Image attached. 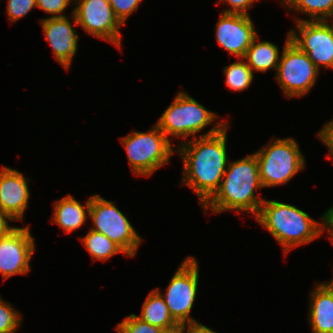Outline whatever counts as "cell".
<instances>
[{"mask_svg": "<svg viewBox=\"0 0 333 333\" xmlns=\"http://www.w3.org/2000/svg\"><path fill=\"white\" fill-rule=\"evenodd\" d=\"M181 326L187 331L186 333H217L199 322L186 323Z\"/></svg>", "mask_w": 333, "mask_h": 333, "instance_id": "cell-30", "label": "cell"}, {"mask_svg": "<svg viewBox=\"0 0 333 333\" xmlns=\"http://www.w3.org/2000/svg\"><path fill=\"white\" fill-rule=\"evenodd\" d=\"M71 0H36V7L46 13L55 14L51 17H65L63 11L71 4Z\"/></svg>", "mask_w": 333, "mask_h": 333, "instance_id": "cell-27", "label": "cell"}, {"mask_svg": "<svg viewBox=\"0 0 333 333\" xmlns=\"http://www.w3.org/2000/svg\"><path fill=\"white\" fill-rule=\"evenodd\" d=\"M164 333H185V329L181 325H179L174 329L165 331Z\"/></svg>", "mask_w": 333, "mask_h": 333, "instance_id": "cell-33", "label": "cell"}, {"mask_svg": "<svg viewBox=\"0 0 333 333\" xmlns=\"http://www.w3.org/2000/svg\"><path fill=\"white\" fill-rule=\"evenodd\" d=\"M227 167L218 191L202 208H211L217 214L228 210L251 212L256 217L265 200L257 199L254 192L263 188L256 155L230 162Z\"/></svg>", "mask_w": 333, "mask_h": 333, "instance_id": "cell-2", "label": "cell"}, {"mask_svg": "<svg viewBox=\"0 0 333 333\" xmlns=\"http://www.w3.org/2000/svg\"><path fill=\"white\" fill-rule=\"evenodd\" d=\"M115 16L124 24L128 18L143 0H108Z\"/></svg>", "mask_w": 333, "mask_h": 333, "instance_id": "cell-26", "label": "cell"}, {"mask_svg": "<svg viewBox=\"0 0 333 333\" xmlns=\"http://www.w3.org/2000/svg\"><path fill=\"white\" fill-rule=\"evenodd\" d=\"M256 36L250 15L221 13L216 25V41L230 54L243 59Z\"/></svg>", "mask_w": 333, "mask_h": 333, "instance_id": "cell-13", "label": "cell"}, {"mask_svg": "<svg viewBox=\"0 0 333 333\" xmlns=\"http://www.w3.org/2000/svg\"><path fill=\"white\" fill-rule=\"evenodd\" d=\"M310 293L309 323L312 333L333 331V281L317 284Z\"/></svg>", "mask_w": 333, "mask_h": 333, "instance_id": "cell-16", "label": "cell"}, {"mask_svg": "<svg viewBox=\"0 0 333 333\" xmlns=\"http://www.w3.org/2000/svg\"><path fill=\"white\" fill-rule=\"evenodd\" d=\"M199 266L194 257H187L170 279L163 297L172 318L179 324L197 322L190 317L198 290Z\"/></svg>", "mask_w": 333, "mask_h": 333, "instance_id": "cell-9", "label": "cell"}, {"mask_svg": "<svg viewBox=\"0 0 333 333\" xmlns=\"http://www.w3.org/2000/svg\"><path fill=\"white\" fill-rule=\"evenodd\" d=\"M27 180L16 169L6 166L0 172V211L13 220H22L28 205L30 191Z\"/></svg>", "mask_w": 333, "mask_h": 333, "instance_id": "cell-15", "label": "cell"}, {"mask_svg": "<svg viewBox=\"0 0 333 333\" xmlns=\"http://www.w3.org/2000/svg\"><path fill=\"white\" fill-rule=\"evenodd\" d=\"M89 210L90 198L83 206L74 197L67 195L55 202L51 220L63 228L66 233H69L85 224Z\"/></svg>", "mask_w": 333, "mask_h": 333, "instance_id": "cell-17", "label": "cell"}, {"mask_svg": "<svg viewBox=\"0 0 333 333\" xmlns=\"http://www.w3.org/2000/svg\"><path fill=\"white\" fill-rule=\"evenodd\" d=\"M225 83L234 91H243L250 86L254 74L245 61H236L224 67Z\"/></svg>", "mask_w": 333, "mask_h": 333, "instance_id": "cell-22", "label": "cell"}, {"mask_svg": "<svg viewBox=\"0 0 333 333\" xmlns=\"http://www.w3.org/2000/svg\"><path fill=\"white\" fill-rule=\"evenodd\" d=\"M34 251L35 243L29 226L16 227L7 236L0 238V273L3 279L29 273V262Z\"/></svg>", "mask_w": 333, "mask_h": 333, "instance_id": "cell-12", "label": "cell"}, {"mask_svg": "<svg viewBox=\"0 0 333 333\" xmlns=\"http://www.w3.org/2000/svg\"><path fill=\"white\" fill-rule=\"evenodd\" d=\"M257 37L248 47L244 60H247V65L254 71L266 72L273 68L277 71L279 58V48L268 41L256 42Z\"/></svg>", "mask_w": 333, "mask_h": 333, "instance_id": "cell-19", "label": "cell"}, {"mask_svg": "<svg viewBox=\"0 0 333 333\" xmlns=\"http://www.w3.org/2000/svg\"><path fill=\"white\" fill-rule=\"evenodd\" d=\"M73 9L77 25L82 30L102 40H106L117 48L121 46L119 28L123 25L115 16L108 0H73Z\"/></svg>", "mask_w": 333, "mask_h": 333, "instance_id": "cell-11", "label": "cell"}, {"mask_svg": "<svg viewBox=\"0 0 333 333\" xmlns=\"http://www.w3.org/2000/svg\"><path fill=\"white\" fill-rule=\"evenodd\" d=\"M322 233L324 232L325 227L329 232V235L333 234V207L329 208L326 213L322 216Z\"/></svg>", "mask_w": 333, "mask_h": 333, "instance_id": "cell-32", "label": "cell"}, {"mask_svg": "<svg viewBox=\"0 0 333 333\" xmlns=\"http://www.w3.org/2000/svg\"><path fill=\"white\" fill-rule=\"evenodd\" d=\"M282 5L302 14H307L315 20L333 18V0H283Z\"/></svg>", "mask_w": 333, "mask_h": 333, "instance_id": "cell-21", "label": "cell"}, {"mask_svg": "<svg viewBox=\"0 0 333 333\" xmlns=\"http://www.w3.org/2000/svg\"><path fill=\"white\" fill-rule=\"evenodd\" d=\"M318 136L330 151L327 157L333 160V120L324 125V128L319 131Z\"/></svg>", "mask_w": 333, "mask_h": 333, "instance_id": "cell-29", "label": "cell"}, {"mask_svg": "<svg viewBox=\"0 0 333 333\" xmlns=\"http://www.w3.org/2000/svg\"><path fill=\"white\" fill-rule=\"evenodd\" d=\"M330 236H331V239H332L331 241H332V244H333V234H331ZM332 281H333V279H332Z\"/></svg>", "mask_w": 333, "mask_h": 333, "instance_id": "cell-34", "label": "cell"}, {"mask_svg": "<svg viewBox=\"0 0 333 333\" xmlns=\"http://www.w3.org/2000/svg\"><path fill=\"white\" fill-rule=\"evenodd\" d=\"M148 133L133 131L121 138L132 172L149 176L169 162L173 145L169 138L155 124Z\"/></svg>", "mask_w": 333, "mask_h": 333, "instance_id": "cell-5", "label": "cell"}, {"mask_svg": "<svg viewBox=\"0 0 333 333\" xmlns=\"http://www.w3.org/2000/svg\"><path fill=\"white\" fill-rule=\"evenodd\" d=\"M117 333H164L165 331L157 326L151 325L141 319L136 314L125 317L116 327Z\"/></svg>", "mask_w": 333, "mask_h": 333, "instance_id": "cell-23", "label": "cell"}, {"mask_svg": "<svg viewBox=\"0 0 333 333\" xmlns=\"http://www.w3.org/2000/svg\"><path fill=\"white\" fill-rule=\"evenodd\" d=\"M320 70L308 55L290 41L284 44L275 78L287 98L302 97L314 86Z\"/></svg>", "mask_w": 333, "mask_h": 333, "instance_id": "cell-8", "label": "cell"}, {"mask_svg": "<svg viewBox=\"0 0 333 333\" xmlns=\"http://www.w3.org/2000/svg\"><path fill=\"white\" fill-rule=\"evenodd\" d=\"M255 218L279 242L285 253L312 242L322 233V224L309 214L279 201L264 200Z\"/></svg>", "mask_w": 333, "mask_h": 333, "instance_id": "cell-3", "label": "cell"}, {"mask_svg": "<svg viewBox=\"0 0 333 333\" xmlns=\"http://www.w3.org/2000/svg\"><path fill=\"white\" fill-rule=\"evenodd\" d=\"M296 24L300 35L292 29L290 41L304 51L318 69L320 65L333 69V23L296 19Z\"/></svg>", "mask_w": 333, "mask_h": 333, "instance_id": "cell-10", "label": "cell"}, {"mask_svg": "<svg viewBox=\"0 0 333 333\" xmlns=\"http://www.w3.org/2000/svg\"><path fill=\"white\" fill-rule=\"evenodd\" d=\"M262 187L286 184L305 167V159L294 138L276 139L254 153Z\"/></svg>", "mask_w": 333, "mask_h": 333, "instance_id": "cell-4", "label": "cell"}, {"mask_svg": "<svg viewBox=\"0 0 333 333\" xmlns=\"http://www.w3.org/2000/svg\"><path fill=\"white\" fill-rule=\"evenodd\" d=\"M217 115L186 92H179L169 107L163 112L156 125L166 135L181 137L183 140L195 134L215 121Z\"/></svg>", "mask_w": 333, "mask_h": 333, "instance_id": "cell-6", "label": "cell"}, {"mask_svg": "<svg viewBox=\"0 0 333 333\" xmlns=\"http://www.w3.org/2000/svg\"><path fill=\"white\" fill-rule=\"evenodd\" d=\"M227 3L232 9H224L223 13L249 15L247 9L253 7L254 0H220Z\"/></svg>", "mask_w": 333, "mask_h": 333, "instance_id": "cell-28", "label": "cell"}, {"mask_svg": "<svg viewBox=\"0 0 333 333\" xmlns=\"http://www.w3.org/2000/svg\"><path fill=\"white\" fill-rule=\"evenodd\" d=\"M89 217L93 221L91 230L106 235L125 251L126 256L134 257L137 254L141 237L113 201H107L99 195L91 196Z\"/></svg>", "mask_w": 333, "mask_h": 333, "instance_id": "cell-7", "label": "cell"}, {"mask_svg": "<svg viewBox=\"0 0 333 333\" xmlns=\"http://www.w3.org/2000/svg\"><path fill=\"white\" fill-rule=\"evenodd\" d=\"M137 317L151 325L163 329L164 331L179 326V324L172 318L163 297L156 289L149 293L143 303L141 315Z\"/></svg>", "mask_w": 333, "mask_h": 333, "instance_id": "cell-18", "label": "cell"}, {"mask_svg": "<svg viewBox=\"0 0 333 333\" xmlns=\"http://www.w3.org/2000/svg\"><path fill=\"white\" fill-rule=\"evenodd\" d=\"M227 123L219 122L200 138L180 144L182 183L197 194L203 207L218 191L227 166ZM182 145V146H181Z\"/></svg>", "mask_w": 333, "mask_h": 333, "instance_id": "cell-1", "label": "cell"}, {"mask_svg": "<svg viewBox=\"0 0 333 333\" xmlns=\"http://www.w3.org/2000/svg\"><path fill=\"white\" fill-rule=\"evenodd\" d=\"M35 7L36 0H8L6 13L13 23L26 16Z\"/></svg>", "mask_w": 333, "mask_h": 333, "instance_id": "cell-25", "label": "cell"}, {"mask_svg": "<svg viewBox=\"0 0 333 333\" xmlns=\"http://www.w3.org/2000/svg\"><path fill=\"white\" fill-rule=\"evenodd\" d=\"M11 306L0 298V333H14L21 326L19 312Z\"/></svg>", "mask_w": 333, "mask_h": 333, "instance_id": "cell-24", "label": "cell"}, {"mask_svg": "<svg viewBox=\"0 0 333 333\" xmlns=\"http://www.w3.org/2000/svg\"><path fill=\"white\" fill-rule=\"evenodd\" d=\"M80 239L94 260L106 261L115 254L122 252L126 254L119 245L111 241L106 235L91 229L85 237Z\"/></svg>", "mask_w": 333, "mask_h": 333, "instance_id": "cell-20", "label": "cell"}, {"mask_svg": "<svg viewBox=\"0 0 333 333\" xmlns=\"http://www.w3.org/2000/svg\"><path fill=\"white\" fill-rule=\"evenodd\" d=\"M73 23L65 17H49L41 20V26L45 34V40L51 44L53 53L57 61L66 69L72 64L73 57L76 55L78 40L74 25H77L75 16L72 12Z\"/></svg>", "mask_w": 333, "mask_h": 333, "instance_id": "cell-14", "label": "cell"}, {"mask_svg": "<svg viewBox=\"0 0 333 333\" xmlns=\"http://www.w3.org/2000/svg\"><path fill=\"white\" fill-rule=\"evenodd\" d=\"M13 220L8 214L0 211V238L7 236L16 227L8 225V220Z\"/></svg>", "mask_w": 333, "mask_h": 333, "instance_id": "cell-31", "label": "cell"}]
</instances>
